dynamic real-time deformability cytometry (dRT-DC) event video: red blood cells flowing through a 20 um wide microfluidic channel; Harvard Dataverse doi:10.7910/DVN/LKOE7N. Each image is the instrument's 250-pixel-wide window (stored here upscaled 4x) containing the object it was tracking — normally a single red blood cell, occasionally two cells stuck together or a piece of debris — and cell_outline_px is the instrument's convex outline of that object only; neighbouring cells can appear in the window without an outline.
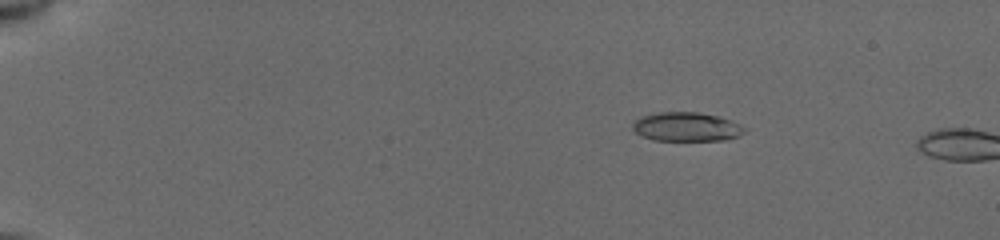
{"species": "common noctule bat (a hibernating species)", "species_latin": "Nyctalus noctula", "temperature_condition": "cold", "stored_images_in_passage": 5, "camera_frame_rate_fps": 3000, "um_per_image_px": 0.085, "animal": {"sex": "female", "body_mass_g": 19.5, "forearm_length_mm": 54.1}, "frame": {"image": 1, "passage_image": 4, "time_ms": 2.0, "image_size_px": [1000, 240], "cell_outline_px": [[748, 128], [740, 136], [728, 140], [652, 140], [640, 136], [632, 128], [632, 124], [640, 116], [660, 112], [696, 112], [720, 116], [740, 124]], "centroid_in_image_um": [58.38, 10.78], "position_along_channel_um": 26.6, "area_um2": 19.13}}